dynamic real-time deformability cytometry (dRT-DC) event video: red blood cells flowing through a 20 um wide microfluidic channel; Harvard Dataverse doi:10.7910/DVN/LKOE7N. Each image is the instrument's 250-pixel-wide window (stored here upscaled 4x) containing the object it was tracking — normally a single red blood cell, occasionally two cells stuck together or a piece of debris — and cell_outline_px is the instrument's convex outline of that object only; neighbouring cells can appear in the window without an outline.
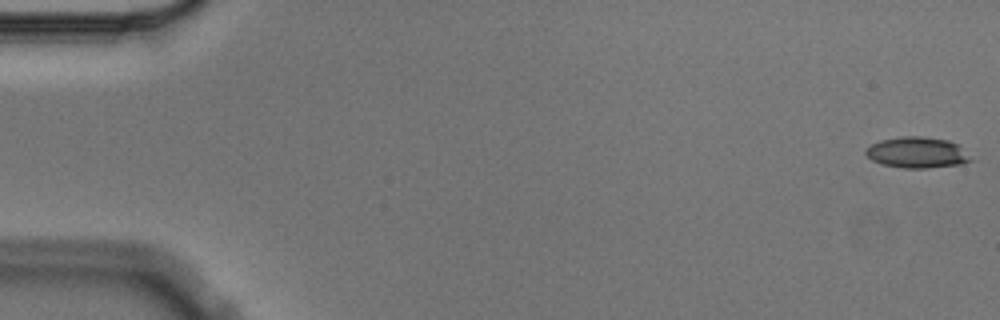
{"species": "Egyptian fruit bat (a non-hibernating species)", "species_latin": "Rousettus aegyptiacus", "temperature_condition": "cold", "stored_images_in_passage": 5, "camera_frame_rate_fps": 3000, "um_per_image_px": 0.085, "animal": {"sex": "male"}, "frame": {"image": 1, "passage_image": 1, "time_ms": 0.0, "image_size_px": [1000, 320], "cell_outline_px": [[976, 160], [960, 164], [928, 168], [904, 168], [884, 164], [872, 160], [864, 152], [864, 148], [880, 140], [900, 136], [920, 136], [948, 140], [956, 144]], "centroid_in_image_um": [77.96, 12.96], "position_along_channel_um": 7.0, "area_um2": 18.96}}